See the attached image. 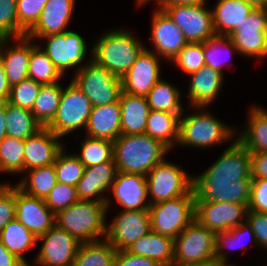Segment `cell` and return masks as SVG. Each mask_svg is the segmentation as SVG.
Instances as JSON below:
<instances>
[{
	"label": "cell",
	"instance_id": "obj_1",
	"mask_svg": "<svg viewBox=\"0 0 267 266\" xmlns=\"http://www.w3.org/2000/svg\"><path fill=\"white\" fill-rule=\"evenodd\" d=\"M194 176L193 189L203 201L249 205L251 156L237 139L206 171Z\"/></svg>",
	"mask_w": 267,
	"mask_h": 266
},
{
	"label": "cell",
	"instance_id": "obj_2",
	"mask_svg": "<svg viewBox=\"0 0 267 266\" xmlns=\"http://www.w3.org/2000/svg\"><path fill=\"white\" fill-rule=\"evenodd\" d=\"M91 48L96 64L122 78L146 47L132 31L117 28L103 31Z\"/></svg>",
	"mask_w": 267,
	"mask_h": 266
},
{
	"label": "cell",
	"instance_id": "obj_3",
	"mask_svg": "<svg viewBox=\"0 0 267 266\" xmlns=\"http://www.w3.org/2000/svg\"><path fill=\"white\" fill-rule=\"evenodd\" d=\"M114 162L118 172L146 176L165 159L170 150L148 134H121L114 142Z\"/></svg>",
	"mask_w": 267,
	"mask_h": 266
},
{
	"label": "cell",
	"instance_id": "obj_4",
	"mask_svg": "<svg viewBox=\"0 0 267 266\" xmlns=\"http://www.w3.org/2000/svg\"><path fill=\"white\" fill-rule=\"evenodd\" d=\"M196 112L179 117L178 144L183 147L204 149L217 146L236 137L235 128L223 123L207 107H192Z\"/></svg>",
	"mask_w": 267,
	"mask_h": 266
},
{
	"label": "cell",
	"instance_id": "obj_5",
	"mask_svg": "<svg viewBox=\"0 0 267 266\" xmlns=\"http://www.w3.org/2000/svg\"><path fill=\"white\" fill-rule=\"evenodd\" d=\"M106 202L78 201L56 215V225L66 230L80 243L106 237Z\"/></svg>",
	"mask_w": 267,
	"mask_h": 266
},
{
	"label": "cell",
	"instance_id": "obj_6",
	"mask_svg": "<svg viewBox=\"0 0 267 266\" xmlns=\"http://www.w3.org/2000/svg\"><path fill=\"white\" fill-rule=\"evenodd\" d=\"M195 198L192 188L184 196L150 205L151 230L174 240L195 219Z\"/></svg>",
	"mask_w": 267,
	"mask_h": 266
},
{
	"label": "cell",
	"instance_id": "obj_7",
	"mask_svg": "<svg viewBox=\"0 0 267 266\" xmlns=\"http://www.w3.org/2000/svg\"><path fill=\"white\" fill-rule=\"evenodd\" d=\"M215 260V233L194 219L174 239L173 266H194Z\"/></svg>",
	"mask_w": 267,
	"mask_h": 266
},
{
	"label": "cell",
	"instance_id": "obj_8",
	"mask_svg": "<svg viewBox=\"0 0 267 266\" xmlns=\"http://www.w3.org/2000/svg\"><path fill=\"white\" fill-rule=\"evenodd\" d=\"M90 100L92 107L116 103L122 93L121 78L96 64L92 58L70 79Z\"/></svg>",
	"mask_w": 267,
	"mask_h": 266
},
{
	"label": "cell",
	"instance_id": "obj_9",
	"mask_svg": "<svg viewBox=\"0 0 267 266\" xmlns=\"http://www.w3.org/2000/svg\"><path fill=\"white\" fill-rule=\"evenodd\" d=\"M91 110L90 100L70 81L68 86L63 87L56 116L47 128L62 140L70 132L86 128Z\"/></svg>",
	"mask_w": 267,
	"mask_h": 266
},
{
	"label": "cell",
	"instance_id": "obj_10",
	"mask_svg": "<svg viewBox=\"0 0 267 266\" xmlns=\"http://www.w3.org/2000/svg\"><path fill=\"white\" fill-rule=\"evenodd\" d=\"M150 205L186 195L193 188V177L166 158L147 175Z\"/></svg>",
	"mask_w": 267,
	"mask_h": 266
},
{
	"label": "cell",
	"instance_id": "obj_11",
	"mask_svg": "<svg viewBox=\"0 0 267 266\" xmlns=\"http://www.w3.org/2000/svg\"><path fill=\"white\" fill-rule=\"evenodd\" d=\"M207 3L201 5H158L181 29L188 43H204L216 33L212 11Z\"/></svg>",
	"mask_w": 267,
	"mask_h": 266
},
{
	"label": "cell",
	"instance_id": "obj_12",
	"mask_svg": "<svg viewBox=\"0 0 267 266\" xmlns=\"http://www.w3.org/2000/svg\"><path fill=\"white\" fill-rule=\"evenodd\" d=\"M39 39L46 40L45 47L44 45H38L47 54L62 76L66 74L65 72L69 68L76 67L79 70L85 65L82 63L88 58L86 55L89 48L85 39L79 33L68 30L62 34L47 35Z\"/></svg>",
	"mask_w": 267,
	"mask_h": 266
},
{
	"label": "cell",
	"instance_id": "obj_13",
	"mask_svg": "<svg viewBox=\"0 0 267 266\" xmlns=\"http://www.w3.org/2000/svg\"><path fill=\"white\" fill-rule=\"evenodd\" d=\"M228 36L239 55L260 60L267 58V8H254Z\"/></svg>",
	"mask_w": 267,
	"mask_h": 266
},
{
	"label": "cell",
	"instance_id": "obj_14",
	"mask_svg": "<svg viewBox=\"0 0 267 266\" xmlns=\"http://www.w3.org/2000/svg\"><path fill=\"white\" fill-rule=\"evenodd\" d=\"M248 206L231 202L203 201L196 194L195 219L214 233L229 231L246 221Z\"/></svg>",
	"mask_w": 267,
	"mask_h": 266
},
{
	"label": "cell",
	"instance_id": "obj_15",
	"mask_svg": "<svg viewBox=\"0 0 267 266\" xmlns=\"http://www.w3.org/2000/svg\"><path fill=\"white\" fill-rule=\"evenodd\" d=\"M38 242L42 245L34 258L36 266H72L80 246L75 237L56 224L39 236Z\"/></svg>",
	"mask_w": 267,
	"mask_h": 266
},
{
	"label": "cell",
	"instance_id": "obj_16",
	"mask_svg": "<svg viewBox=\"0 0 267 266\" xmlns=\"http://www.w3.org/2000/svg\"><path fill=\"white\" fill-rule=\"evenodd\" d=\"M106 224V239L117 251L125 250L151 230L149 210H121Z\"/></svg>",
	"mask_w": 267,
	"mask_h": 266
},
{
	"label": "cell",
	"instance_id": "obj_17",
	"mask_svg": "<svg viewBox=\"0 0 267 266\" xmlns=\"http://www.w3.org/2000/svg\"><path fill=\"white\" fill-rule=\"evenodd\" d=\"M160 57L145 48L131 68L122 76V92L131 95L147 96L154 85L162 78Z\"/></svg>",
	"mask_w": 267,
	"mask_h": 266
},
{
	"label": "cell",
	"instance_id": "obj_18",
	"mask_svg": "<svg viewBox=\"0 0 267 266\" xmlns=\"http://www.w3.org/2000/svg\"><path fill=\"white\" fill-rule=\"evenodd\" d=\"M151 40L154 52L163 60L172 61L173 58L188 43L181 29L161 9L153 11L151 21Z\"/></svg>",
	"mask_w": 267,
	"mask_h": 266
},
{
	"label": "cell",
	"instance_id": "obj_19",
	"mask_svg": "<svg viewBox=\"0 0 267 266\" xmlns=\"http://www.w3.org/2000/svg\"><path fill=\"white\" fill-rule=\"evenodd\" d=\"M16 219L37 237L56 223L55 214L45 200L28 195L16 186Z\"/></svg>",
	"mask_w": 267,
	"mask_h": 266
},
{
	"label": "cell",
	"instance_id": "obj_20",
	"mask_svg": "<svg viewBox=\"0 0 267 266\" xmlns=\"http://www.w3.org/2000/svg\"><path fill=\"white\" fill-rule=\"evenodd\" d=\"M115 162H103L99 165L85 167L84 175L76 185L80 201L106 202L107 213L111 205L109 196L103 193L109 190L116 176Z\"/></svg>",
	"mask_w": 267,
	"mask_h": 266
},
{
	"label": "cell",
	"instance_id": "obj_21",
	"mask_svg": "<svg viewBox=\"0 0 267 266\" xmlns=\"http://www.w3.org/2000/svg\"><path fill=\"white\" fill-rule=\"evenodd\" d=\"M110 190L122 210H149L146 176L117 171Z\"/></svg>",
	"mask_w": 267,
	"mask_h": 266
},
{
	"label": "cell",
	"instance_id": "obj_22",
	"mask_svg": "<svg viewBox=\"0 0 267 266\" xmlns=\"http://www.w3.org/2000/svg\"><path fill=\"white\" fill-rule=\"evenodd\" d=\"M54 132L43 127L25 140L24 173L33 168L54 164L57 154L65 147Z\"/></svg>",
	"mask_w": 267,
	"mask_h": 266
},
{
	"label": "cell",
	"instance_id": "obj_23",
	"mask_svg": "<svg viewBox=\"0 0 267 266\" xmlns=\"http://www.w3.org/2000/svg\"><path fill=\"white\" fill-rule=\"evenodd\" d=\"M75 3V0H48L39 20L26 36L35 41L36 38L68 31L66 28L75 12Z\"/></svg>",
	"mask_w": 267,
	"mask_h": 266
},
{
	"label": "cell",
	"instance_id": "obj_24",
	"mask_svg": "<svg viewBox=\"0 0 267 266\" xmlns=\"http://www.w3.org/2000/svg\"><path fill=\"white\" fill-rule=\"evenodd\" d=\"M15 46H9L10 39L0 40V61L11 86L28 78V66L31 55V38L27 36L13 39Z\"/></svg>",
	"mask_w": 267,
	"mask_h": 266
},
{
	"label": "cell",
	"instance_id": "obj_25",
	"mask_svg": "<svg viewBox=\"0 0 267 266\" xmlns=\"http://www.w3.org/2000/svg\"><path fill=\"white\" fill-rule=\"evenodd\" d=\"M188 100L191 107H207L219 96L224 77L222 73L205 65L189 74Z\"/></svg>",
	"mask_w": 267,
	"mask_h": 266
},
{
	"label": "cell",
	"instance_id": "obj_26",
	"mask_svg": "<svg viewBox=\"0 0 267 266\" xmlns=\"http://www.w3.org/2000/svg\"><path fill=\"white\" fill-rule=\"evenodd\" d=\"M91 138L115 141L121 135V109L116 103L94 106L85 128Z\"/></svg>",
	"mask_w": 267,
	"mask_h": 266
},
{
	"label": "cell",
	"instance_id": "obj_27",
	"mask_svg": "<svg viewBox=\"0 0 267 266\" xmlns=\"http://www.w3.org/2000/svg\"><path fill=\"white\" fill-rule=\"evenodd\" d=\"M121 134L136 135L145 133L150 107L146 96L121 93Z\"/></svg>",
	"mask_w": 267,
	"mask_h": 266
},
{
	"label": "cell",
	"instance_id": "obj_28",
	"mask_svg": "<svg viewBox=\"0 0 267 266\" xmlns=\"http://www.w3.org/2000/svg\"><path fill=\"white\" fill-rule=\"evenodd\" d=\"M125 250L134 255L150 258L162 266H173L174 240L152 230Z\"/></svg>",
	"mask_w": 267,
	"mask_h": 266
},
{
	"label": "cell",
	"instance_id": "obj_29",
	"mask_svg": "<svg viewBox=\"0 0 267 266\" xmlns=\"http://www.w3.org/2000/svg\"><path fill=\"white\" fill-rule=\"evenodd\" d=\"M253 10L244 0H218L211 9L216 35L228 36Z\"/></svg>",
	"mask_w": 267,
	"mask_h": 266
},
{
	"label": "cell",
	"instance_id": "obj_30",
	"mask_svg": "<svg viewBox=\"0 0 267 266\" xmlns=\"http://www.w3.org/2000/svg\"><path fill=\"white\" fill-rule=\"evenodd\" d=\"M248 110L247 124L236 138L249 153L267 152V110L259 105Z\"/></svg>",
	"mask_w": 267,
	"mask_h": 266
},
{
	"label": "cell",
	"instance_id": "obj_31",
	"mask_svg": "<svg viewBox=\"0 0 267 266\" xmlns=\"http://www.w3.org/2000/svg\"><path fill=\"white\" fill-rule=\"evenodd\" d=\"M145 134L159 140L171 151L179 140V116L166 111L150 110Z\"/></svg>",
	"mask_w": 267,
	"mask_h": 266
},
{
	"label": "cell",
	"instance_id": "obj_32",
	"mask_svg": "<svg viewBox=\"0 0 267 266\" xmlns=\"http://www.w3.org/2000/svg\"><path fill=\"white\" fill-rule=\"evenodd\" d=\"M0 241L11 253L16 255L26 265H29L30 263L27 262L23 255L37 246L38 237L15 219L2 229Z\"/></svg>",
	"mask_w": 267,
	"mask_h": 266
},
{
	"label": "cell",
	"instance_id": "obj_33",
	"mask_svg": "<svg viewBox=\"0 0 267 266\" xmlns=\"http://www.w3.org/2000/svg\"><path fill=\"white\" fill-rule=\"evenodd\" d=\"M26 176L15 184L24 193L45 200L58 183L54 164L25 171Z\"/></svg>",
	"mask_w": 267,
	"mask_h": 266
},
{
	"label": "cell",
	"instance_id": "obj_34",
	"mask_svg": "<svg viewBox=\"0 0 267 266\" xmlns=\"http://www.w3.org/2000/svg\"><path fill=\"white\" fill-rule=\"evenodd\" d=\"M5 114L6 134L9 137L26 140L43 128L30 110L11 105L7 101Z\"/></svg>",
	"mask_w": 267,
	"mask_h": 266
},
{
	"label": "cell",
	"instance_id": "obj_35",
	"mask_svg": "<svg viewBox=\"0 0 267 266\" xmlns=\"http://www.w3.org/2000/svg\"><path fill=\"white\" fill-rule=\"evenodd\" d=\"M181 91L177 86L161 78L146 96L150 110L166 111L180 117L185 111L181 104Z\"/></svg>",
	"mask_w": 267,
	"mask_h": 266
},
{
	"label": "cell",
	"instance_id": "obj_36",
	"mask_svg": "<svg viewBox=\"0 0 267 266\" xmlns=\"http://www.w3.org/2000/svg\"><path fill=\"white\" fill-rule=\"evenodd\" d=\"M246 238L248 239V242H255L254 244L257 245L254 232L247 221L229 231L215 233V260L228 262L227 248L228 251L229 249L232 251L233 249L243 248V252H245L248 247L246 242H244Z\"/></svg>",
	"mask_w": 267,
	"mask_h": 266
},
{
	"label": "cell",
	"instance_id": "obj_37",
	"mask_svg": "<svg viewBox=\"0 0 267 266\" xmlns=\"http://www.w3.org/2000/svg\"><path fill=\"white\" fill-rule=\"evenodd\" d=\"M116 251L106 238L80 243L72 266H113Z\"/></svg>",
	"mask_w": 267,
	"mask_h": 266
},
{
	"label": "cell",
	"instance_id": "obj_38",
	"mask_svg": "<svg viewBox=\"0 0 267 266\" xmlns=\"http://www.w3.org/2000/svg\"><path fill=\"white\" fill-rule=\"evenodd\" d=\"M62 91L60 82L41 86L30 111L42 127H47L56 116Z\"/></svg>",
	"mask_w": 267,
	"mask_h": 266
},
{
	"label": "cell",
	"instance_id": "obj_39",
	"mask_svg": "<svg viewBox=\"0 0 267 266\" xmlns=\"http://www.w3.org/2000/svg\"><path fill=\"white\" fill-rule=\"evenodd\" d=\"M31 39V55L28 66V78L42 85L58 83L63 76L37 43Z\"/></svg>",
	"mask_w": 267,
	"mask_h": 266
},
{
	"label": "cell",
	"instance_id": "obj_40",
	"mask_svg": "<svg viewBox=\"0 0 267 266\" xmlns=\"http://www.w3.org/2000/svg\"><path fill=\"white\" fill-rule=\"evenodd\" d=\"M80 144L81 153H74V155L85 167L99 165L103 162H114L113 141L86 136Z\"/></svg>",
	"mask_w": 267,
	"mask_h": 266
},
{
	"label": "cell",
	"instance_id": "obj_41",
	"mask_svg": "<svg viewBox=\"0 0 267 266\" xmlns=\"http://www.w3.org/2000/svg\"><path fill=\"white\" fill-rule=\"evenodd\" d=\"M224 52L226 54V56L224 57L226 58L231 54H239L237 48L234 46V43L229 36L215 35L204 42V59L206 65L214 70L219 71L222 74H224L223 68H226V66H229L227 64H230V62L228 63L229 59L224 58L226 61L224 59H221L222 53Z\"/></svg>",
	"mask_w": 267,
	"mask_h": 266
},
{
	"label": "cell",
	"instance_id": "obj_42",
	"mask_svg": "<svg viewBox=\"0 0 267 266\" xmlns=\"http://www.w3.org/2000/svg\"><path fill=\"white\" fill-rule=\"evenodd\" d=\"M25 140L6 136L0 142V173H24Z\"/></svg>",
	"mask_w": 267,
	"mask_h": 266
},
{
	"label": "cell",
	"instance_id": "obj_43",
	"mask_svg": "<svg viewBox=\"0 0 267 266\" xmlns=\"http://www.w3.org/2000/svg\"><path fill=\"white\" fill-rule=\"evenodd\" d=\"M65 147L57 154L54 167L57 181L62 184L75 186L84 175L85 166L74 155L65 153Z\"/></svg>",
	"mask_w": 267,
	"mask_h": 266
},
{
	"label": "cell",
	"instance_id": "obj_44",
	"mask_svg": "<svg viewBox=\"0 0 267 266\" xmlns=\"http://www.w3.org/2000/svg\"><path fill=\"white\" fill-rule=\"evenodd\" d=\"M26 36L18 25L17 0H0V40Z\"/></svg>",
	"mask_w": 267,
	"mask_h": 266
},
{
	"label": "cell",
	"instance_id": "obj_45",
	"mask_svg": "<svg viewBox=\"0 0 267 266\" xmlns=\"http://www.w3.org/2000/svg\"><path fill=\"white\" fill-rule=\"evenodd\" d=\"M171 63L187 75L198 71L206 65L204 59V43H187L173 58Z\"/></svg>",
	"mask_w": 267,
	"mask_h": 266
},
{
	"label": "cell",
	"instance_id": "obj_46",
	"mask_svg": "<svg viewBox=\"0 0 267 266\" xmlns=\"http://www.w3.org/2000/svg\"><path fill=\"white\" fill-rule=\"evenodd\" d=\"M42 84L27 78L11 86L8 103L11 105L31 110Z\"/></svg>",
	"mask_w": 267,
	"mask_h": 266
},
{
	"label": "cell",
	"instance_id": "obj_47",
	"mask_svg": "<svg viewBox=\"0 0 267 266\" xmlns=\"http://www.w3.org/2000/svg\"><path fill=\"white\" fill-rule=\"evenodd\" d=\"M75 186L57 183L45 199L46 205L56 215L59 211L78 202Z\"/></svg>",
	"mask_w": 267,
	"mask_h": 266
},
{
	"label": "cell",
	"instance_id": "obj_48",
	"mask_svg": "<svg viewBox=\"0 0 267 266\" xmlns=\"http://www.w3.org/2000/svg\"><path fill=\"white\" fill-rule=\"evenodd\" d=\"M48 0H17L18 25L27 33L39 20Z\"/></svg>",
	"mask_w": 267,
	"mask_h": 266
},
{
	"label": "cell",
	"instance_id": "obj_49",
	"mask_svg": "<svg viewBox=\"0 0 267 266\" xmlns=\"http://www.w3.org/2000/svg\"><path fill=\"white\" fill-rule=\"evenodd\" d=\"M16 219V185L0 183V232Z\"/></svg>",
	"mask_w": 267,
	"mask_h": 266
},
{
	"label": "cell",
	"instance_id": "obj_50",
	"mask_svg": "<svg viewBox=\"0 0 267 266\" xmlns=\"http://www.w3.org/2000/svg\"><path fill=\"white\" fill-rule=\"evenodd\" d=\"M248 210L267 213V179H252Z\"/></svg>",
	"mask_w": 267,
	"mask_h": 266
},
{
	"label": "cell",
	"instance_id": "obj_51",
	"mask_svg": "<svg viewBox=\"0 0 267 266\" xmlns=\"http://www.w3.org/2000/svg\"><path fill=\"white\" fill-rule=\"evenodd\" d=\"M246 221L254 232L259 248L267 250V213L248 210Z\"/></svg>",
	"mask_w": 267,
	"mask_h": 266
},
{
	"label": "cell",
	"instance_id": "obj_52",
	"mask_svg": "<svg viewBox=\"0 0 267 266\" xmlns=\"http://www.w3.org/2000/svg\"><path fill=\"white\" fill-rule=\"evenodd\" d=\"M113 266H162L158 262L138 255L131 254L126 250L116 251Z\"/></svg>",
	"mask_w": 267,
	"mask_h": 266
},
{
	"label": "cell",
	"instance_id": "obj_53",
	"mask_svg": "<svg viewBox=\"0 0 267 266\" xmlns=\"http://www.w3.org/2000/svg\"><path fill=\"white\" fill-rule=\"evenodd\" d=\"M252 179H267V152L250 153Z\"/></svg>",
	"mask_w": 267,
	"mask_h": 266
},
{
	"label": "cell",
	"instance_id": "obj_54",
	"mask_svg": "<svg viewBox=\"0 0 267 266\" xmlns=\"http://www.w3.org/2000/svg\"><path fill=\"white\" fill-rule=\"evenodd\" d=\"M0 266H27L21 259L11 253L0 241Z\"/></svg>",
	"mask_w": 267,
	"mask_h": 266
},
{
	"label": "cell",
	"instance_id": "obj_55",
	"mask_svg": "<svg viewBox=\"0 0 267 266\" xmlns=\"http://www.w3.org/2000/svg\"><path fill=\"white\" fill-rule=\"evenodd\" d=\"M11 85L7 80L2 62L0 61V104L8 101Z\"/></svg>",
	"mask_w": 267,
	"mask_h": 266
},
{
	"label": "cell",
	"instance_id": "obj_56",
	"mask_svg": "<svg viewBox=\"0 0 267 266\" xmlns=\"http://www.w3.org/2000/svg\"><path fill=\"white\" fill-rule=\"evenodd\" d=\"M155 4L157 5H173V4H181V5H201L208 3L207 0H156Z\"/></svg>",
	"mask_w": 267,
	"mask_h": 266
},
{
	"label": "cell",
	"instance_id": "obj_57",
	"mask_svg": "<svg viewBox=\"0 0 267 266\" xmlns=\"http://www.w3.org/2000/svg\"><path fill=\"white\" fill-rule=\"evenodd\" d=\"M7 136L6 134V114L5 102L0 104V142Z\"/></svg>",
	"mask_w": 267,
	"mask_h": 266
},
{
	"label": "cell",
	"instance_id": "obj_58",
	"mask_svg": "<svg viewBox=\"0 0 267 266\" xmlns=\"http://www.w3.org/2000/svg\"><path fill=\"white\" fill-rule=\"evenodd\" d=\"M254 8H267V0H244Z\"/></svg>",
	"mask_w": 267,
	"mask_h": 266
},
{
	"label": "cell",
	"instance_id": "obj_59",
	"mask_svg": "<svg viewBox=\"0 0 267 266\" xmlns=\"http://www.w3.org/2000/svg\"><path fill=\"white\" fill-rule=\"evenodd\" d=\"M213 266H234L232 264H229V262L227 263V261H218V260H214L213 262ZM236 266V265H235Z\"/></svg>",
	"mask_w": 267,
	"mask_h": 266
},
{
	"label": "cell",
	"instance_id": "obj_60",
	"mask_svg": "<svg viewBox=\"0 0 267 266\" xmlns=\"http://www.w3.org/2000/svg\"><path fill=\"white\" fill-rule=\"evenodd\" d=\"M137 1H138V2H137ZM137 1H136V3H137V5H138L139 7L145 5V3L148 4L149 1L152 2V0H137ZM155 1H156V0H155Z\"/></svg>",
	"mask_w": 267,
	"mask_h": 266
},
{
	"label": "cell",
	"instance_id": "obj_61",
	"mask_svg": "<svg viewBox=\"0 0 267 266\" xmlns=\"http://www.w3.org/2000/svg\"><path fill=\"white\" fill-rule=\"evenodd\" d=\"M194 266H213V263L205 264V265H194Z\"/></svg>",
	"mask_w": 267,
	"mask_h": 266
}]
</instances>
